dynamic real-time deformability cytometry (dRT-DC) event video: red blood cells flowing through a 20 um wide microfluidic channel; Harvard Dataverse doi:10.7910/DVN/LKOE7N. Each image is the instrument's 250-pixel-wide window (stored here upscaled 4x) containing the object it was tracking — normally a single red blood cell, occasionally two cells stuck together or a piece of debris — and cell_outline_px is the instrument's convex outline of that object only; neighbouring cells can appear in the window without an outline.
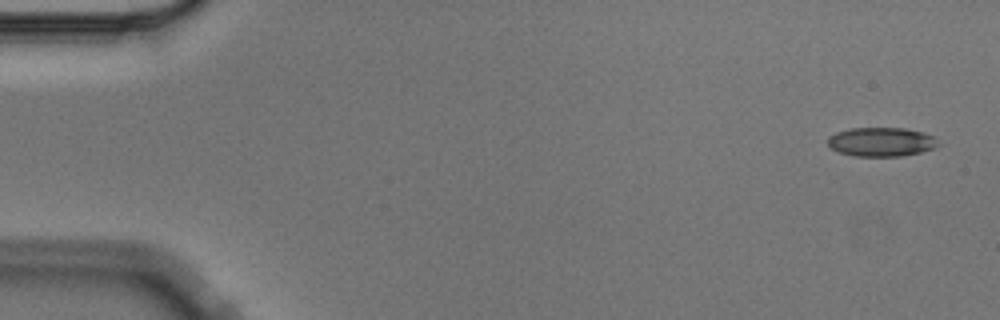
{"species": "Egyptian fruit bat (a non-hibernating species)", "species_latin": "Rousettus aegyptiacus", "temperature_condition": "cold", "stored_images_in_passage": 5, "camera_frame_rate_fps": 3000, "um_per_image_px": 0.085, "animal": {"sex": "male"}, "frame": {"image": 1, "passage_image": 1, "time_ms": 0.0, "image_size_px": [1000, 320], "cell_outline_px": [[940, 144], [932, 148], [920, 152], [900, 156], [856, 156], [840, 152], [832, 148], [828, 144], [828, 136], [836, 132], [852, 128], [904, 128], [924, 132], [936, 136]], "centroid_in_image_um": [74.94, 12.05], "position_along_channel_um": 10.1, "area_um2": 18.67}}
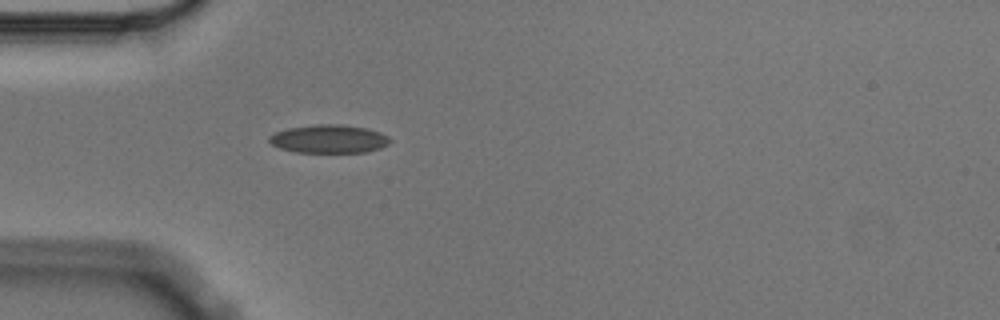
{"frame": {"image": 2, "passage_image": 5, "time_ms": 1.333, "image_size_px": [1000, 320], "cell_outline_px": [[392, 140], [388, 144], [380, 148], [368, 152], [296, 152], [280, 148], [272, 144], [268, 140], [268, 136], [276, 132], [288, 128], [316, 124], [340, 124], [368, 128], [380, 132], [388, 136]], "centroid_in_image_um": [27.98, 11.8], "position_along_channel_um": 57.0, "area_um2": 20.0}}